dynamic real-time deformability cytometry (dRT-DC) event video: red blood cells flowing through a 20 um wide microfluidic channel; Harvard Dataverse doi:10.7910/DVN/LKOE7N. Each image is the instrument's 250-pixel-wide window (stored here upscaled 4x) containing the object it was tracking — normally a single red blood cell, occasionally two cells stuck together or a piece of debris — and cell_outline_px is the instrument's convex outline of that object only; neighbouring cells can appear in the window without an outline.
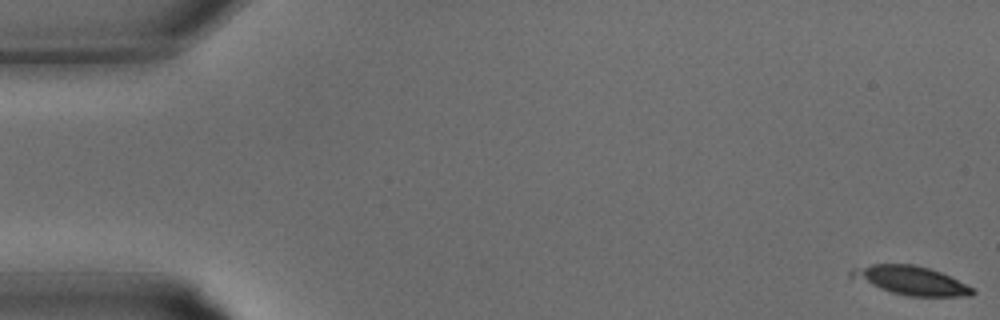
{"species": "common noctule bat (a hibernating species)", "species_latin": "Nyctalus noctula", "temperature_condition": "warm", "stored_images_in_passage": 5, "camera_frame_rate_fps": 3000, "um_per_image_px": 0.085, "animal": {"sex": "male", "body_mass_g": 15.6}, "frame": {"image": 1, "passage_image": 1, "time_ms": 0.0, "image_size_px": [1000, 320], "cell_outline_px": [[976, 292], [972, 296], [908, 296], [892, 292], [880, 288], [848, 276], [848, 272], [852, 268], [872, 264], [912, 264], [928, 268], [940, 272], [972, 288]], "centroid_in_image_um": [77.39, 23.83], "position_along_channel_um": 7.6, "area_um2": 19.88}}